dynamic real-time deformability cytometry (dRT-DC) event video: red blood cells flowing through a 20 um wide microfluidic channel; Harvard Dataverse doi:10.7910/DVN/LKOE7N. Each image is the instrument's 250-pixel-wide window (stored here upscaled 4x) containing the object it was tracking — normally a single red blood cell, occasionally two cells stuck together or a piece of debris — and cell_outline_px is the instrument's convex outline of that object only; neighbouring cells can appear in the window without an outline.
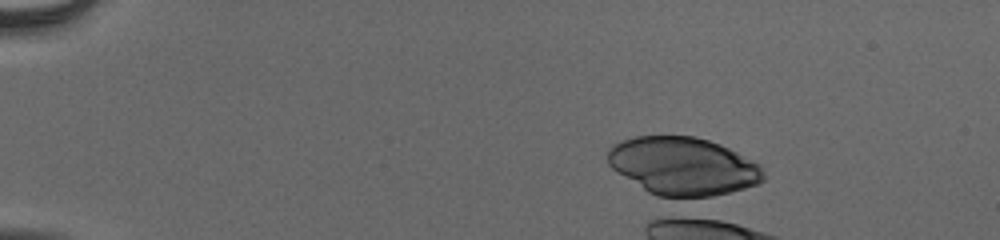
{"species": "human", "species_latin": "Homo sapiens", "temperature_condition": "cold", "stored_images_in_passage": 1, "camera_frame_rate_fps": 3000, "um_per_image_px": 0.085, "donor": {"sex": "male"}, "frame": {"image": 1, "passage_image": 1, "time_ms": 0.0, "image_size_px": [1000, 240], "cell_outline_px": [[764, 180], [756, 184], [744, 188], [712, 196], [680, 200], [656, 196], [648, 192], [616, 172], [608, 164], [608, 148], [612, 144], [636, 136], [696, 136], [720, 144], [760, 164], [764, 172]], "centroid_in_image_um": [58.03, 14.15], "position_along_channel_um": 27.0, "area_um2": 53.06}}